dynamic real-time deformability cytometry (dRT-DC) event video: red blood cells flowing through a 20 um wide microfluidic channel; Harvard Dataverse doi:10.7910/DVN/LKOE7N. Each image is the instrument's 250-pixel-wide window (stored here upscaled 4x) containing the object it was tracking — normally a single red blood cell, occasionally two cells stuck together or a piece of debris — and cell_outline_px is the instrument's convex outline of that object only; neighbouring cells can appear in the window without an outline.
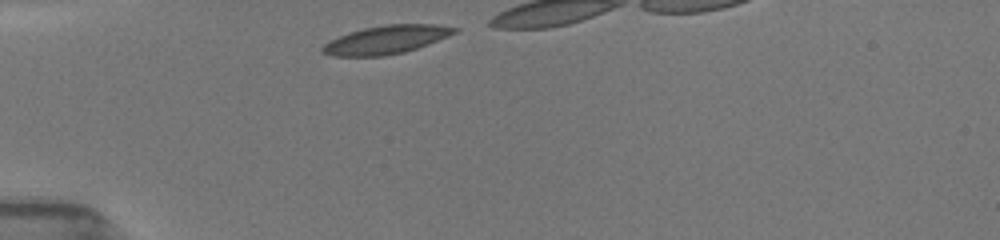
{"species": "common noctule bat (a hibernating species)", "species_latin": "Nyctalus noctula", "temperature_condition": "room temperature", "stored_images_in_passage": 9, "camera_frame_rate_fps": 3000, "um_per_image_px": 0.085, "animal": {"sex": "female", "body_mass_g": 19.5, "forearm_length_mm": 54.1}, "frame": {"image": 1, "passage_image": 1, "time_ms": 0.0, "image_size_px": [1000, 240], "cell_outline_px": [[460, 32], [428, 44], [404, 52], [384, 56], [332, 56], [320, 52], [320, 48], [328, 40], [348, 32], [364, 28], [384, 24], [436, 24], [460, 28]], "centroid_in_image_um": [32.82, 3.37], "position_along_channel_um": 52.2, "area_um2": 22.14}}
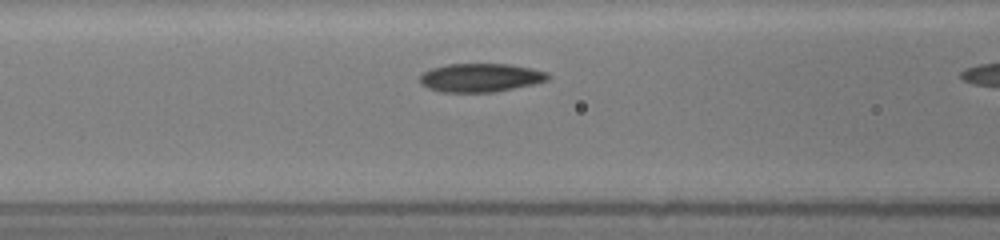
{"frame": {"image": 2, "passage_image": 8, "time_ms": 2.333, "image_size_px": [1000, 240], "cell_outline_px": [[552, 76], [548, 80], [532, 84], [496, 92], [440, 92], [428, 88], [420, 84], [420, 76], [424, 72], [432, 68], [448, 64], [512, 64], [532, 68], [548, 72]], "centroid_in_image_um": [40.87, 6.6], "position_along_channel_um": 125.7, "area_um2": 21.44}}